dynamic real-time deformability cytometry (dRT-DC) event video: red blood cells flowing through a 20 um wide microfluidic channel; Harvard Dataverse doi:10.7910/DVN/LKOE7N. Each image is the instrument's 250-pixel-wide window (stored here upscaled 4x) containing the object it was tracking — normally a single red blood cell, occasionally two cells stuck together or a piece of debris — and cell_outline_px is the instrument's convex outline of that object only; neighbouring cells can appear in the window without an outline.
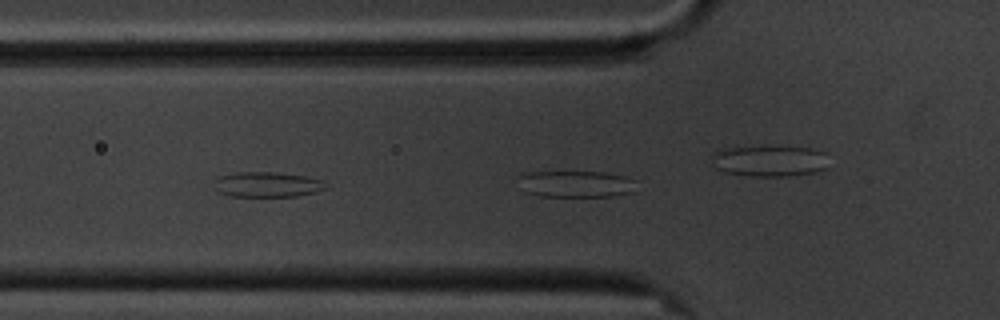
{"species": "common noctule bat (a hibernating species)", "species_latin": "Nyctalus noctula", "temperature_condition": "cold", "stored_images_in_passage": 21, "camera_frame_rate_fps": 3000, "um_per_image_px": 0.085, "animal": {"sex": "male", "body_mass_g": 20.1, "forearm_length_mm": 53.5}, "frame": {"image": 1, "passage_image": 4, "time_ms": 1.0, "image_size_px": [1000, 320], "cell_outline_px": [[636, 192], [612, 196], [540, 196], [528, 192], [516, 176], [520, 172], [604, 172], [624, 176], [636, 180]], "centroid_in_image_um": [49.01, 15.63], "position_along_channel_um": 76.8, "area_um2": 18.38}}
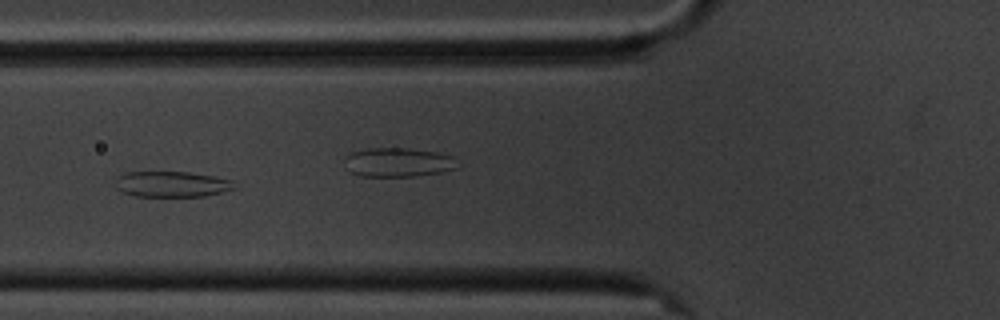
{"frame": {"image": 2, "passage_image": 7, "time_ms": 2.0, "image_size_px": [1000, 320], "cell_outline_px": [[240, 184], [236, 188], [204, 196], [132, 196], [120, 192], [116, 188], [116, 176], [124, 172], [188, 172], [212, 176], [232, 180]], "centroid_in_image_um": [14.58, 15.65], "position_along_channel_um": 111.2, "area_um2": 18.03}}